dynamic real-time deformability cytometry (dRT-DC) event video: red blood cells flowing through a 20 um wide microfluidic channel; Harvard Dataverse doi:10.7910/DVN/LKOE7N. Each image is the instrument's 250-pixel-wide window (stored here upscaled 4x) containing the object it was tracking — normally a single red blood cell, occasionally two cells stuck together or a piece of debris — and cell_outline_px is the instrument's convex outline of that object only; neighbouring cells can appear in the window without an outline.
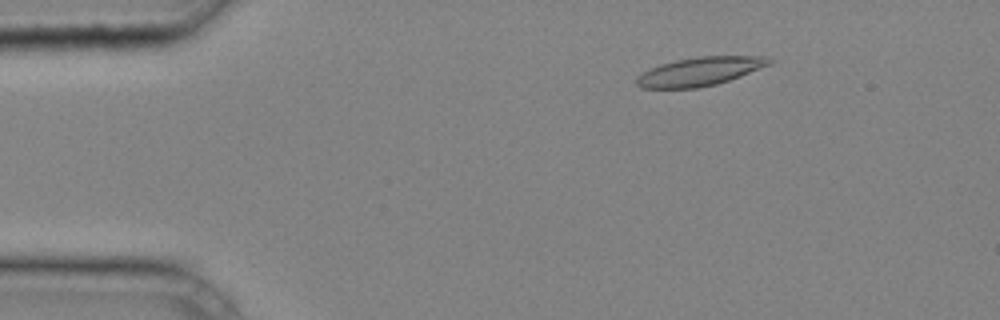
{"species": "common noctule bat (a hibernating species)", "species_latin": "Nyctalus noctula", "temperature_condition": "cold", "stored_images_in_passage": 32, "camera_frame_rate_fps": 3000, "um_per_image_px": 0.085, "animal": {"sex": "male", "body_mass_g": 20.4}, "frame": {"image": 1, "passage_image": 1, "time_ms": 0.0, "image_size_px": [1000, 320], "cell_outline_px": [[772, 64], [740, 76], [716, 84], [696, 88], [640, 88], [636, 84], [636, 76], [660, 64], [676, 60], [696, 56], [764, 56], [772, 60]], "centroid_in_image_um": [59.48, 6.07], "position_along_channel_um": 25.5, "area_um2": 22.02}}
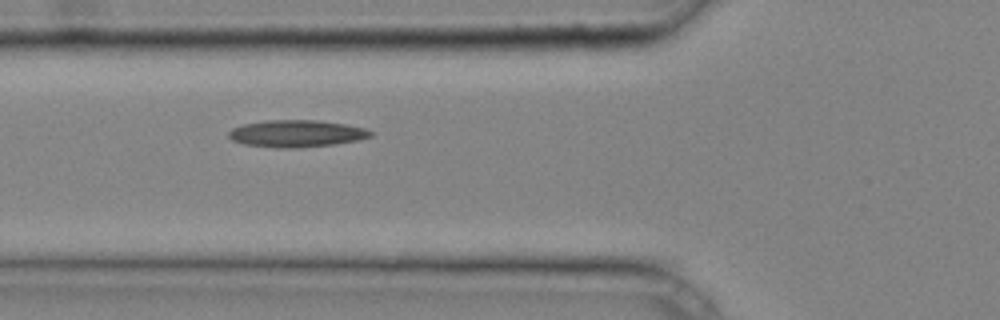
{"frame": {"image": 2, "passage_image": 10, "time_ms": 3.0, "image_size_px": [1000, 320], "cell_outline_px": [[372, 136], [360, 140], [336, 144], [300, 148], [276, 148], [244, 144], [232, 140], [228, 136], [228, 132], [232, 128], [244, 124], [268, 120], [316, 120], [344, 124], [364, 128], [372, 132]], "centroid_in_image_um": [25.2, 11.36], "position_along_channel_um": 100.6, "area_um2": 22.43}}
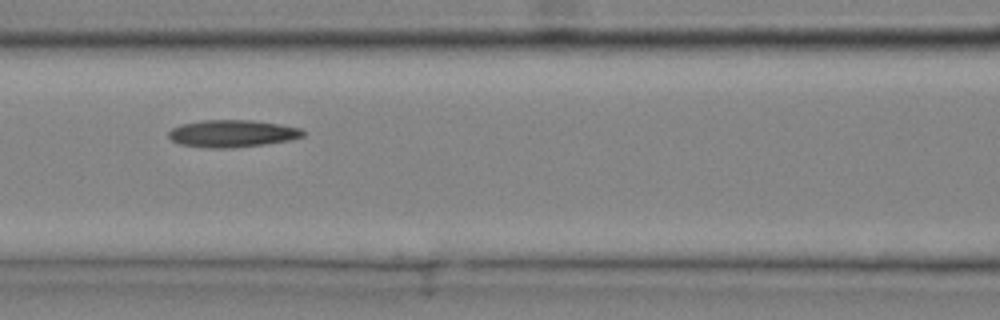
{"frame": {"image": 3, "passage_image": 13, "time_ms": 4.0, "image_size_px": [1000, 320], "cell_outline_px": [[304, 136], [292, 140], [264, 144], [232, 148], [208, 148], [180, 144], [172, 140], [168, 136], [168, 132], [172, 128], [180, 124], [204, 120], [252, 120], [280, 124], [300, 128], [304, 132]], "centroid_in_image_um": [19.74, 11.35], "position_along_channel_um": 146.9, "area_um2": 21.39}}